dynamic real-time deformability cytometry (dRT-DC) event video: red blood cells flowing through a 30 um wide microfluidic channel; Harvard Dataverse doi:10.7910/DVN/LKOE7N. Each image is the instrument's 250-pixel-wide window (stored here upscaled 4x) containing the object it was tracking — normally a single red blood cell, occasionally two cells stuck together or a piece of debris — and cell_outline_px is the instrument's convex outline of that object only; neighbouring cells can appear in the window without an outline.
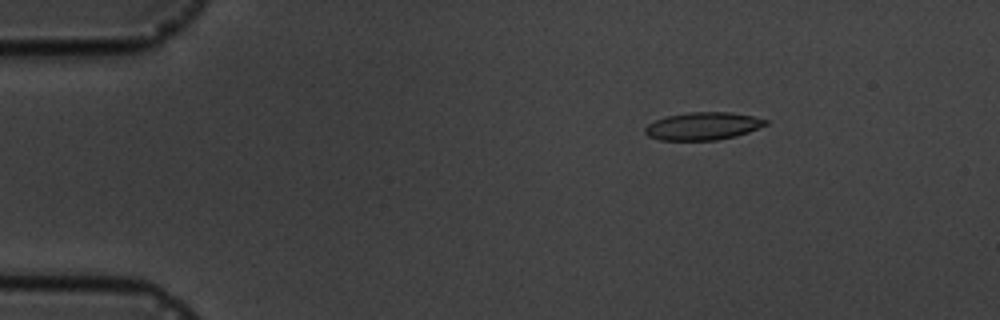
{"species": "common noctule bat (a hibernating species)", "species_latin": "Nyctalus noctula", "temperature_condition": "cold", "stored_images_in_passage": 5, "camera_frame_rate_fps": 3000, "um_per_image_px": 0.085, "animal": {"sex": "male", "body_mass_g": 19.5, "forearm_length_mm": 54.6}, "frame": {"image": 1, "passage_image": 3, "time_ms": 2.0, "image_size_px": [1000, 320], "cell_outline_px": [[768, 124], [748, 132], [736, 136], [716, 140], [660, 140], [648, 136], [644, 132], [644, 128], [648, 124], [656, 120], [668, 116], [688, 112], [732, 112], [752, 116], [768, 120]], "centroid_in_image_um": [59.75, 10.72], "position_along_channel_um": 25.3, "area_um2": 19.42}}